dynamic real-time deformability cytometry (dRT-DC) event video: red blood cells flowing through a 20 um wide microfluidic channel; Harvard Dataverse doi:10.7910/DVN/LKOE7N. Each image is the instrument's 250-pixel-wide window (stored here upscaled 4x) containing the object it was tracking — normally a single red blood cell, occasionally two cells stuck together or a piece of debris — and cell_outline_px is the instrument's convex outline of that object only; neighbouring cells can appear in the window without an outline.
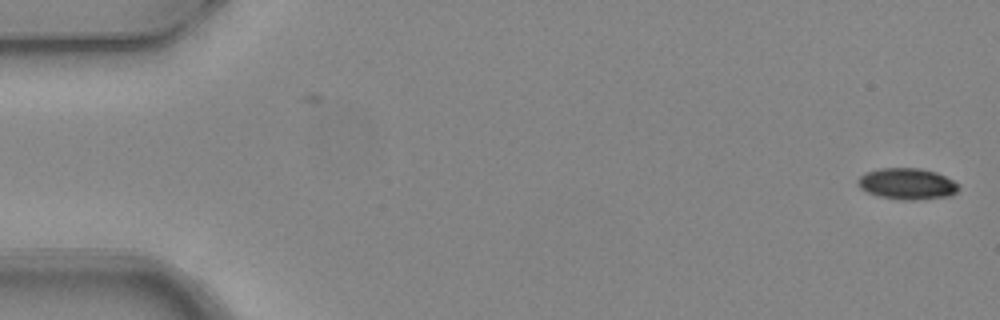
{"species": "common noctule bat (a hibernating species)", "species_latin": "Nyctalus noctula", "temperature_condition": "warm", "stored_images_in_passage": 5, "camera_frame_rate_fps": 3000, "um_per_image_px": 0.085, "animal": {"sex": "female", "body_mass_g": 24.6, "forearm_length_mm": 56.2}, "frame": {"image": 1, "passage_image": 1, "time_ms": 0.0, "image_size_px": [1000, 320], "cell_outline_px": [[960, 188], [952, 196], [916, 200], [904, 200], [880, 196], [868, 192], [860, 188], [856, 184], [856, 180], [864, 172], [880, 168], [920, 168], [936, 172], [952, 180]], "centroid_in_image_um": [77.08, 15.62], "position_along_channel_um": 7.9, "area_um2": 18.44}}
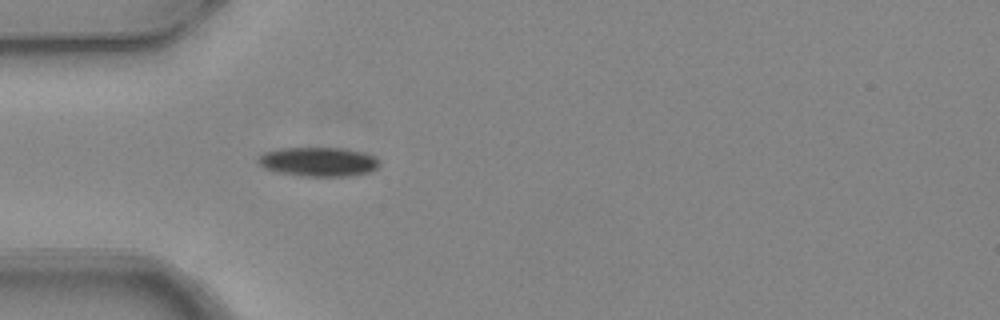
{"frame": {"image": 2, "passage_image": 5, "time_ms": 1.333, "image_size_px": [1000, 320], "cell_outline_px": [[380, 164], [376, 168], [368, 172], [344, 176], [300, 176], [276, 172], [264, 168], [256, 160], [256, 156], [264, 152], [276, 148], [344, 148], [364, 152], [376, 156]], "centroid_in_image_um": [27.01, 13.74], "position_along_channel_um": 58.0, "area_um2": 20.87}}